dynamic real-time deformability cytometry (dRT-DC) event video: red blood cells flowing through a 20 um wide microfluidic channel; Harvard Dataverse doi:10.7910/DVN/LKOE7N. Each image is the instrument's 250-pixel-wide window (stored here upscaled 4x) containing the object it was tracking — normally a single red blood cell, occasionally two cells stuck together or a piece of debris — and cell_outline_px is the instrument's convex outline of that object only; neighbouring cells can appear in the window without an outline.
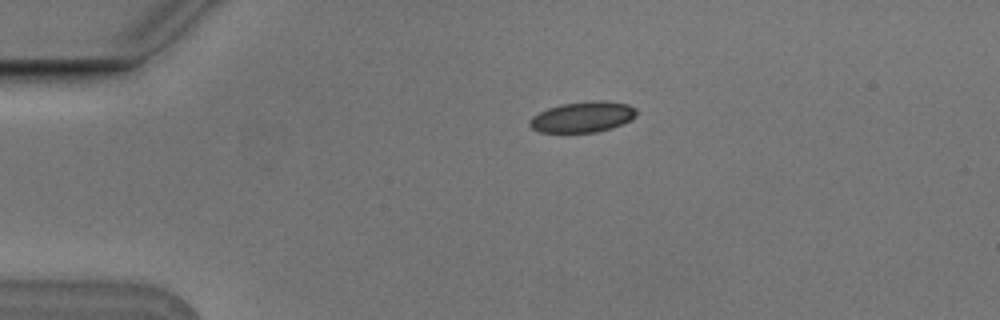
{"species": "Egyptian fruit bat (a non-hibernating species)", "species_latin": "Rousettus aegyptiacus", "temperature_condition": "cold", "stored_images_in_passage": 2, "camera_frame_rate_fps": 3000, "um_per_image_px": 0.085, "animal": {"sex": "male"}, "frame": {"image": 1, "passage_image": 1, "time_ms": 0.0, "image_size_px": [1000, 320], "cell_outline_px": [[636, 116], [612, 128], [596, 132], [540, 132], [532, 128], [528, 124], [528, 120], [532, 116], [548, 108], [560, 104], [592, 100], [604, 100], [628, 104], [636, 108]], "centroid_in_image_um": [49.51, 9.93], "position_along_channel_um": 35.5, "area_um2": 19.13}}